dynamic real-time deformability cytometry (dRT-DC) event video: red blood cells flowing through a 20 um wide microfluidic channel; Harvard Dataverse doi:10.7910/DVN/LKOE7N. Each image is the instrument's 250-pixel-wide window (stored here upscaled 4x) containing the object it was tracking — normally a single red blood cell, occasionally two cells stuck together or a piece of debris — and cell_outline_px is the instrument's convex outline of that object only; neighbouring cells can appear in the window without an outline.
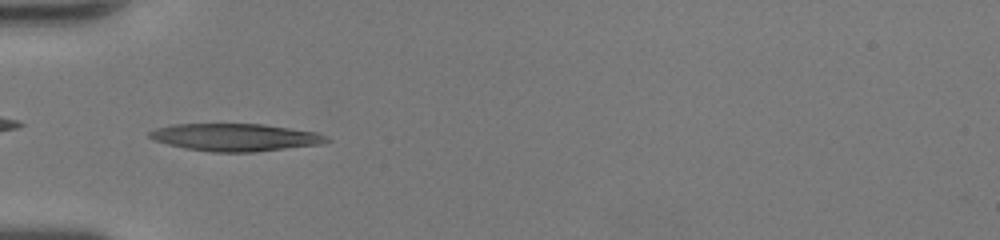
{"species": "human", "species_latin": "Homo sapiens", "temperature_condition": "room temperature", "stored_images_in_passage": 33, "camera_frame_rate_fps": 3000, "um_per_image_px": 0.085, "donor": {"sex": "female"}, "frame": {"image": 1, "passage_image": 1, "time_ms": 0.0, "image_size_px": [1000, 240], "cell_outline_px": [[332, 140], [324, 144], [256, 152], [208, 152], [184, 148], [152, 140], [148, 136], [148, 132], [156, 128], [172, 124], [264, 124], [316, 132], [328, 136]], "centroid_in_image_um": [20.02, 11.68], "position_along_channel_um": 65.0, "area_um2": 28.73}}
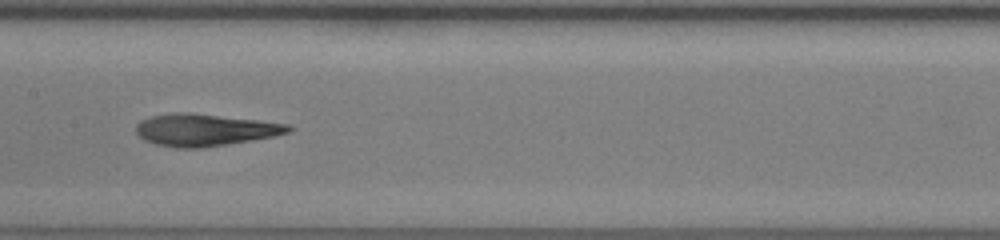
{"frame": {"image": 2, "passage_image": 10, "time_ms": 3.0, "image_size_px": [1000, 240], "cell_outline_px": [[292, 128], [288, 132], [272, 136], [252, 140], [200, 148], [176, 148], [156, 144], [144, 140], [136, 132], [136, 124], [140, 120], [152, 116], [172, 112], [188, 112], [256, 120], [288, 124]], "centroid_in_image_um": [17.35, 11.04], "position_along_channel_um": 190.1, "area_um2": 28.21}}
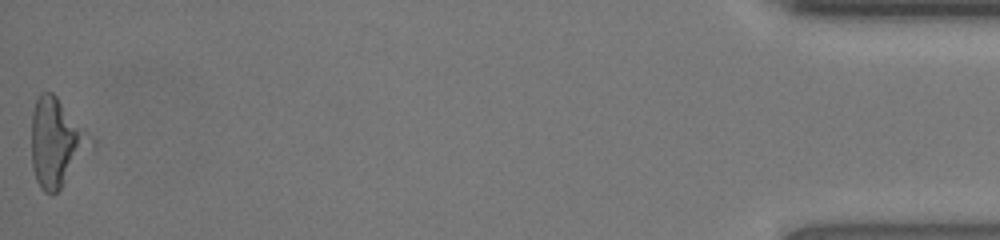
{"frame": {"image": 3, "passage_image": 33, "time_ms": 10.667, "image_size_px": [1000, 240], "cell_outline_px": [[84, 132], [64, 180], [60, 188], [52, 196], [44, 192], [40, 188], [36, 180], [32, 168], [32, 112], [36, 100], [40, 92], [52, 92], [56, 96]], "centroid_in_image_um": [4.49, 12.06], "position_along_channel_um": 430.7, "area_um2": 26.41}, "authors_computed_cell_mechanics": {"area_um2": 27.8596, "velocity_mm_per_s": 4.3228, "shape_relaxation_time_tau1_ms": 2.851, "shape_relaxation_time_tau2_ms": 1.8646, "deformation_change_tau1": 0.1951, "deformation_change_tau2": 0.1317}}